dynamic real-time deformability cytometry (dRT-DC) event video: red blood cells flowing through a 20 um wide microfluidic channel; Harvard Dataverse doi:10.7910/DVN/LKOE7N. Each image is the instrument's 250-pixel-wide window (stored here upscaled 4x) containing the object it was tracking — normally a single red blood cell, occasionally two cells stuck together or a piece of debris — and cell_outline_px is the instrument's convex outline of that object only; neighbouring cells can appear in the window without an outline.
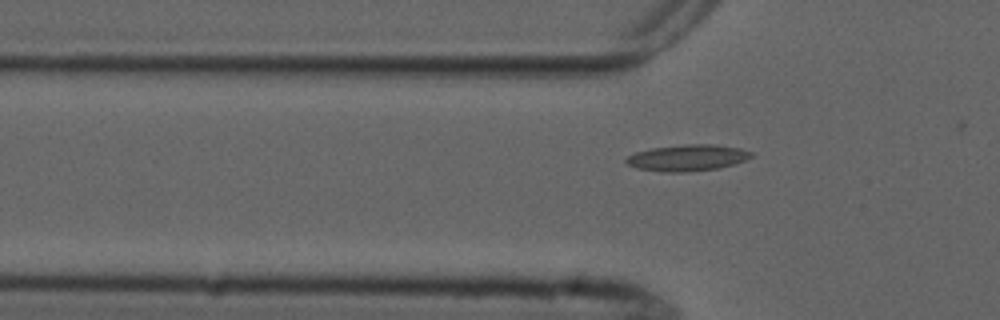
{"species": "common noctule bat (a hibernating species)", "species_latin": "Nyctalus noctula", "temperature_condition": "cold", "stored_images_in_passage": 3, "camera_frame_rate_fps": 3000, "um_per_image_px": 0.085, "animal": {"sex": "male", "forearm_length_mm": 52.5}, "frame": {"image": 1, "passage_image": 3, "time_ms": 5.0, "image_size_px": [1000, 320], "cell_outline_px": [[752, 156], [744, 160], [732, 164], [716, 168], [680, 172], [660, 172], [636, 168], [628, 164], [624, 160], [628, 156], [636, 152], [652, 148], [684, 144], [716, 144], [740, 148], [752, 152]], "centroid_in_image_um": [58.4, 13.4], "position_along_channel_um": 67.4, "area_um2": 19.02}}